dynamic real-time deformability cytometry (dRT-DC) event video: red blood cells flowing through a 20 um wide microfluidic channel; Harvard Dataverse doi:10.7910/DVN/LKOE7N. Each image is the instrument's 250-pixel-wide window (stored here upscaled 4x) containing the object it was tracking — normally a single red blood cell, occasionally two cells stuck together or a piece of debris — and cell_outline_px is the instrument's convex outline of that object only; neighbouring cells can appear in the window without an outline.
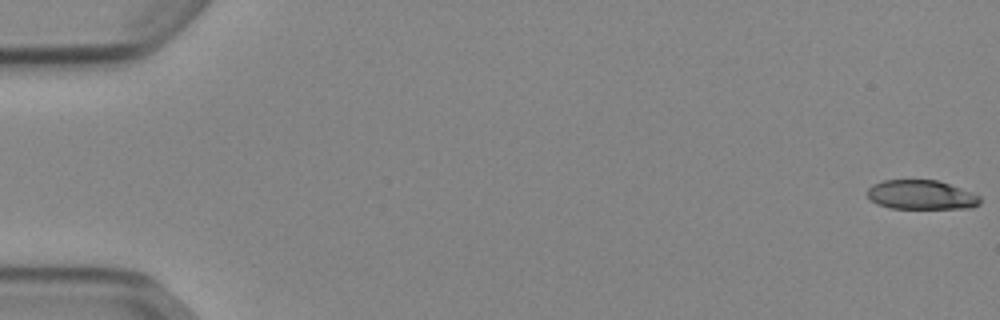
{"species": "Egyptian fruit bat (a non-hibernating species)", "species_latin": "Rousettus aegyptiacus", "temperature_condition": "cold", "stored_images_in_passage": 53, "camera_frame_rate_fps": 3000, "um_per_image_px": 0.085, "animal": {"sex": "female"}, "frame": {"image": 1, "passage_image": 1, "time_ms": 0.0, "image_size_px": [1000, 320], "cell_outline_px": [[980, 204], [972, 208], [892, 208], [876, 204], [868, 196], [868, 188], [872, 184], [884, 180], [936, 180], [960, 188], [980, 196]], "centroid_in_image_um": [78.29, 16.56], "position_along_channel_um": 6.7, "area_um2": 19.07}}
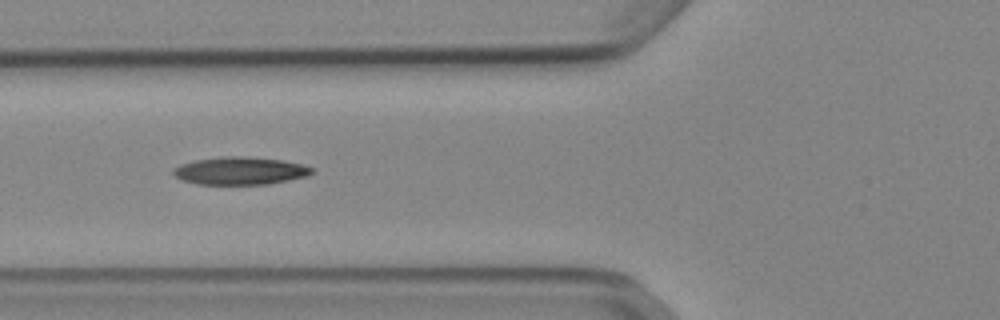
{"frame": {"image": 2, "passage_image": 21, "time_ms": 6.667, "image_size_px": [1000, 320], "cell_outline_px": [[312, 172], [308, 176], [268, 184], [196, 184], [184, 180], [176, 176], [172, 172], [172, 168], [180, 164], [196, 160], [220, 156], [248, 156], [284, 160], [300, 164], [312, 168]], "centroid_in_image_um": [20.39, 14.51], "position_along_channel_um": 105.4, "area_um2": 22.37}}
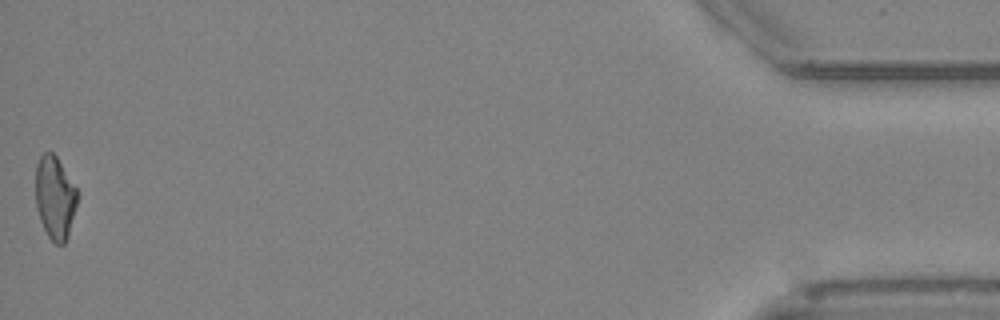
{"frame": {"image": 3, "passage_image": 53, "time_ms": 17.333, "image_size_px": [1000, 320], "cell_outline_px": [[80, 196], [68, 236], [64, 244], [56, 244], [48, 236], [40, 220], [36, 208], [36, 164], [40, 156], [44, 152], [52, 152], [56, 156], [76, 188]], "centroid_in_image_um": [4.68, 16.81], "position_along_channel_um": 430.5, "area_um2": 20.29}, "authors_computed_cell_mechanics": {"area_um2": 21.1548, "velocity_mm_per_s": 3.8994, "shape_relaxation_time_tau1_ms": null, "shape_relaxation_time_tau2_ms": 7.5804, "deformation_change_tau1": null, "deformation_change_tau2": 0.1771}}